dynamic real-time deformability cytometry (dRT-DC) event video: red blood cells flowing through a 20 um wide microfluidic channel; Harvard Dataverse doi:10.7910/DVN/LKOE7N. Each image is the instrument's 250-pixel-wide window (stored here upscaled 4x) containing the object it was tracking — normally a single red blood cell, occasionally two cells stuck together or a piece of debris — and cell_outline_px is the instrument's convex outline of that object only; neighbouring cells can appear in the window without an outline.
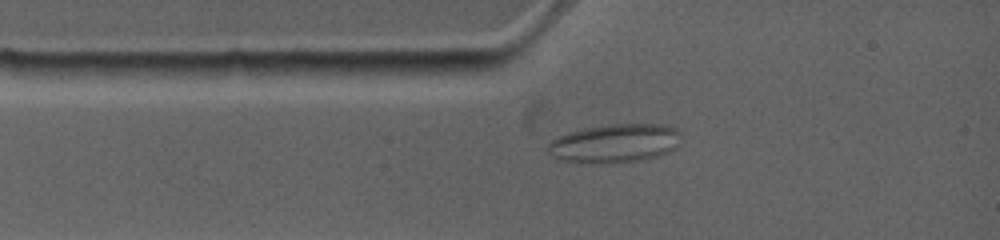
{"species": "common noctule bat (a hibernating species)", "species_latin": "Nyctalus noctula", "temperature_condition": "warm", "stored_images_in_passage": 44, "camera_frame_rate_fps": 4500, "um_per_image_px": 0.085, "animal": {"sex": "female", "body_mass_g": 19.0, "forearm_length_mm": 53.3}, "frame": {"image": 1, "passage_image": 3, "time_ms": 0.444, "image_size_px": [1000, 240], "cell_outline_px": [[668, 148], [632, 160], [568, 160], [560, 156], [552, 144], [552, 140], [560, 136], [584, 128], [612, 124], [652, 124], [664, 128], [668, 132]], "centroid_in_image_um": [52.03, 12.1], "position_along_channel_um": 33.0, "area_um2": 24.97}}
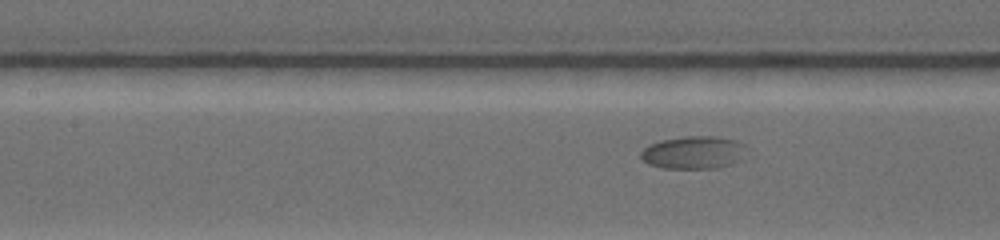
{"frame": {"image": 2, "passage_image": 15, "time_ms": 3.778, "image_size_px": [1000, 240], "cell_outline_px": [[728, 140], [724, 164], [712, 168], [664, 168], [648, 164], [640, 156], [644, 148], [652, 144], [664, 140], [684, 136], [712, 136]], "centroid_in_image_um": [58.39, 12.97], "position_along_channel_um": 149.0, "area_um2": 16.94}}
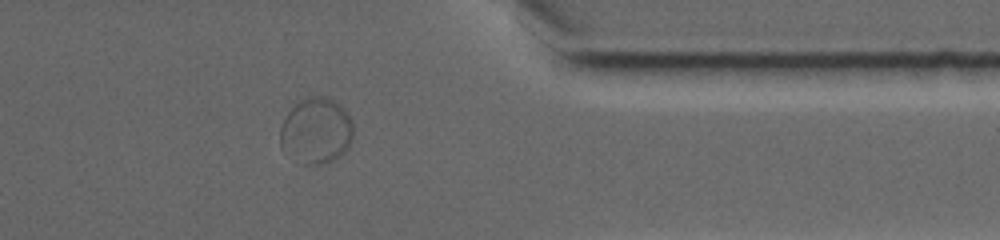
{"frame": {"image": 3, "passage_image": 32, "time_ms": 10.889, "image_size_px": [1000, 240], "cell_outline_px": [[352, 140], [348, 148], [344, 152], [332, 160], [324, 164], [304, 164], [284, 152], [280, 148], [280, 128], [288, 112], [300, 100], [308, 96], [324, 96], [340, 104], [344, 108], [352, 120]], "centroid_in_image_um": [26.87, 11.11], "position_along_channel_um": 384.5, "area_um2": 28.15}}